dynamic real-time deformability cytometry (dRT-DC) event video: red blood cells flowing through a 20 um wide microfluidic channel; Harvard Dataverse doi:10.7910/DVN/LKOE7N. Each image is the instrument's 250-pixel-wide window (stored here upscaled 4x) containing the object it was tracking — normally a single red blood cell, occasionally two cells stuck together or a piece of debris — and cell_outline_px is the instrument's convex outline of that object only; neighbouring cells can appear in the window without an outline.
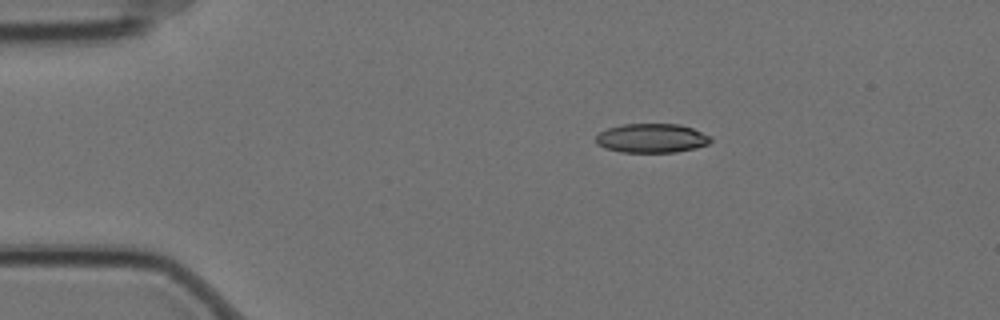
{"species": "Egyptian fruit bat (a non-hibernating species)", "species_latin": "Rousettus aegyptiacus", "temperature_condition": "cold", "stored_images_in_passage": 3, "camera_frame_rate_fps": 3000, "um_per_image_px": 0.085, "animal": {"sex": "female"}, "frame": {"image": 1, "passage_image": 2, "time_ms": 0.333, "image_size_px": [1000, 320], "cell_outline_px": [[712, 140], [708, 144], [696, 148], [676, 152], [620, 152], [604, 148], [596, 144], [596, 136], [600, 132], [608, 128], [624, 124], [680, 124], [692, 128], [712, 136]], "centroid_in_image_um": [55.4, 11.75], "position_along_channel_um": 29.6, "area_um2": 19.59}}